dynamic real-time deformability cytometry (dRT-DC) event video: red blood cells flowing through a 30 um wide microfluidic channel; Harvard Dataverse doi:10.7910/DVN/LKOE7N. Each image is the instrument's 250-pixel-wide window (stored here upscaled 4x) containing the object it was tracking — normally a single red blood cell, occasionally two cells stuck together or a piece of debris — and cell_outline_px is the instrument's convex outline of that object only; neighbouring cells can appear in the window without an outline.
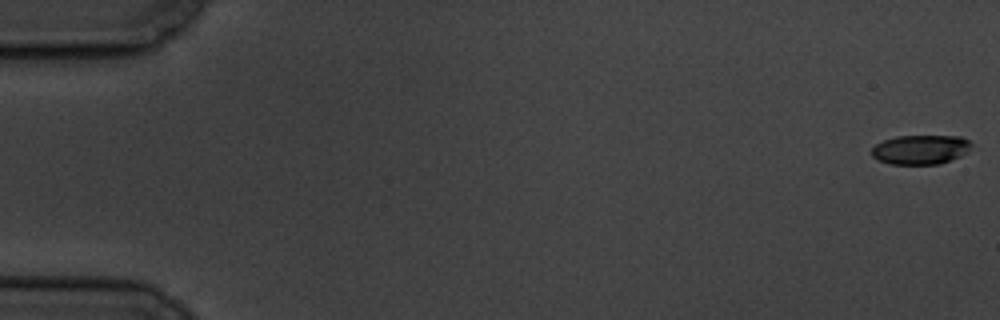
{"species": "common noctule bat (a hibernating species)", "species_latin": "Nyctalus noctula", "temperature_condition": "cold", "stored_images_in_passage": 6, "camera_frame_rate_fps": 3000, "um_per_image_px": 0.085, "animal": {"sex": "male", "body_mass_g": 19.5, "forearm_length_mm": 54.6}, "frame": {"image": 1, "passage_image": 1, "time_ms": 0.0, "image_size_px": [1000, 320], "cell_outline_px": [[972, 144], [968, 152], [952, 160], [940, 164], [888, 164], [872, 156], [872, 148], [876, 144], [884, 140], [896, 136], [960, 136], [968, 140]], "centroid_in_image_um": [78.26, 12.71], "position_along_channel_um": 6.7, "area_um2": 17.11}}
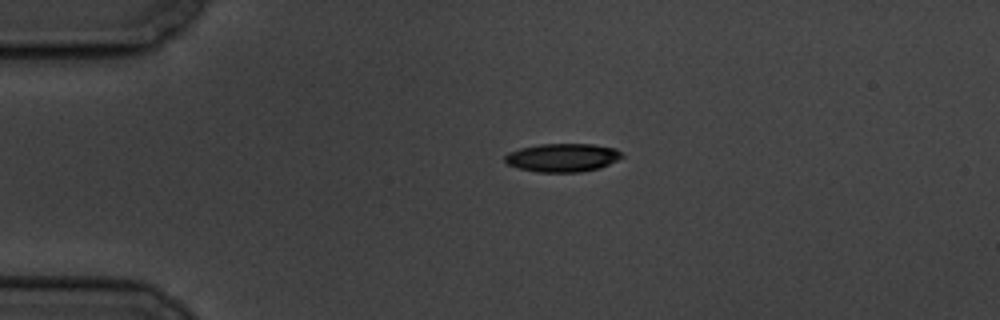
{"frame": {"image": 2, "passage_image": 5, "time_ms": 4.333, "image_size_px": [1000, 320], "cell_outline_px": [[624, 156], [600, 168], [580, 172], [536, 172], [520, 168], [508, 164], [504, 160], [504, 156], [508, 152], [520, 148], [540, 144], [592, 144], [616, 148], [624, 152]], "centroid_in_image_um": [47.83, 13.39], "position_along_channel_um": 37.2, "area_um2": 19.42}}